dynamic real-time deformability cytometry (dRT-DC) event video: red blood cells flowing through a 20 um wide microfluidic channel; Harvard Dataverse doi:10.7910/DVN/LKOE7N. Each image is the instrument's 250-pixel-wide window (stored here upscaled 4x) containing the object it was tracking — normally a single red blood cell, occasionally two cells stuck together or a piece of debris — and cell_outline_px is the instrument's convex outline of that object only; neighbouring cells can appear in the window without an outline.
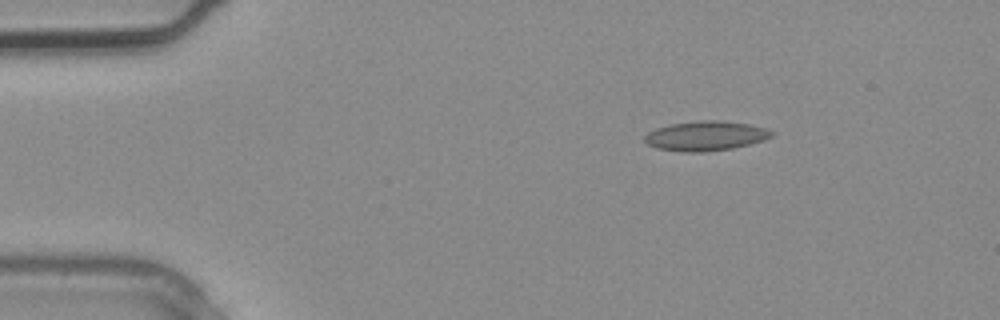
{"species": "common noctule bat (a hibernating species)", "species_latin": "Nyctalus noctula", "temperature_condition": "warm", "stored_images_in_passage": 4, "camera_frame_rate_fps": 3000, "um_per_image_px": 0.085, "animal": {"sex": "male", "body_mass_g": 20.4}, "frame": {"image": 1, "passage_image": 4, "time_ms": 1.0, "image_size_px": [1000, 320], "cell_outline_px": [[776, 132], [772, 136], [764, 140], [732, 148], [700, 152], [684, 152], [660, 148], [648, 144], [644, 140], [644, 136], [648, 132], [656, 128], [672, 124], [700, 120], [716, 120], [748, 124], [764, 128]], "centroid_in_image_um": [59.99, 11.54], "position_along_channel_um": 25.0, "area_um2": 21.62}}